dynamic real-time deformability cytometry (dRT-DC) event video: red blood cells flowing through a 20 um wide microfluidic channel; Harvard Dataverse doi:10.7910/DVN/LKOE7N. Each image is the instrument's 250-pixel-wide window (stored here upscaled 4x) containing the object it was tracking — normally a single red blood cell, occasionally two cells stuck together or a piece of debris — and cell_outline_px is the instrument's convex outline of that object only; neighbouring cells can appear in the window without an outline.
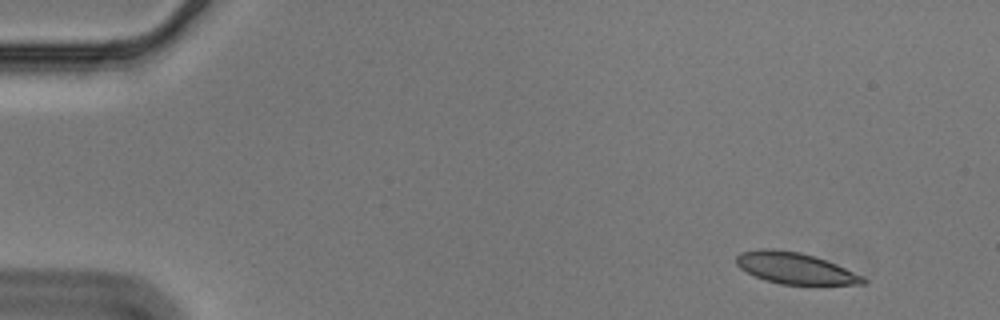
{"species": "Egyptian fruit bat (a non-hibernating species)", "species_latin": "Rousettus aegyptiacus", "temperature_condition": "cold", "stored_images_in_passage": 52, "camera_frame_rate_fps": 3000, "um_per_image_px": 0.085, "animal": {"sex": "male"}, "frame": {"image": 1, "passage_image": 1, "time_ms": 0.0, "image_size_px": [1000, 320], "cell_outline_px": [[868, 280], [864, 284], [812, 288], [780, 284], [764, 280], [740, 268], [736, 264], [736, 256], [740, 252], [760, 248], [772, 248], [800, 252], [816, 256], [836, 264], [864, 276]], "centroid_in_image_um": [67.67, 22.85], "position_along_channel_um": 17.3, "area_um2": 24.39}}
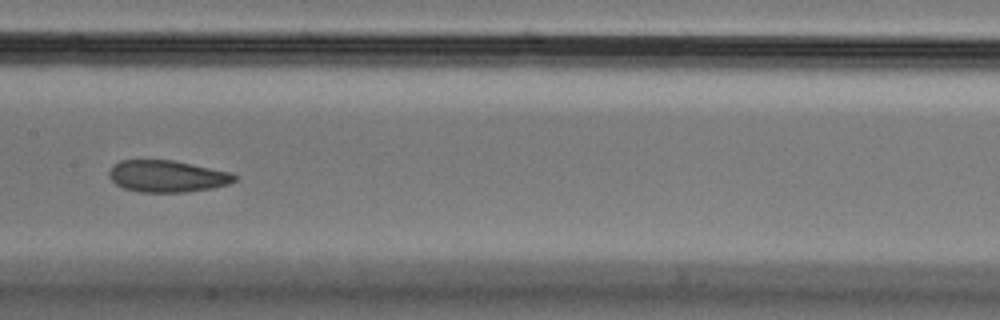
{"frame": {"image": 2, "passage_image": 25, "time_ms": 8.0, "image_size_px": [1000, 320], "cell_outline_px": [[240, 176], [236, 180], [228, 184], [212, 188], [184, 192], [136, 192], [124, 188], [116, 184], [108, 176], [108, 172], [112, 164], [120, 160], [172, 160], [232, 172]], "centroid_in_image_um": [14.21, 14.98], "position_along_channel_um": 193.2, "area_um2": 23.47}}
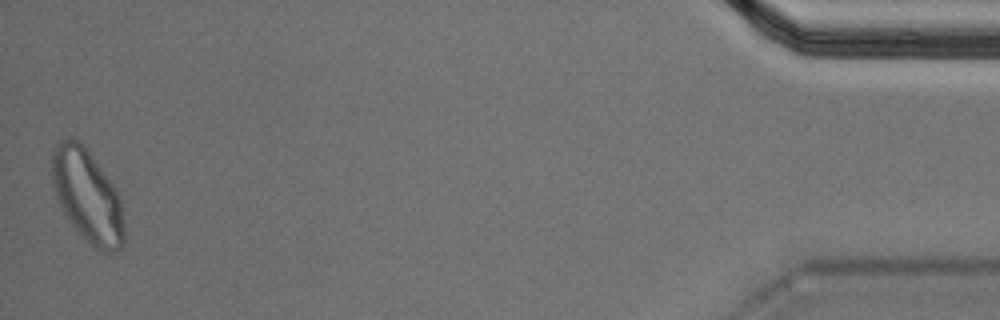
{"frame": {"image": 3, "passage_image": 52, "time_ms": 17.0, "image_size_px": [1000, 320], "cell_outline_px": [[124, 244], [116, 252], [100, 252], [80, 236], [68, 220], [60, 208], [52, 184], [52, 152], [56, 144], [64, 136], [72, 136], [88, 152], [116, 188], [120, 196], [124, 220]], "centroid_in_image_um": [7.42, 16.69], "position_along_channel_um": 427.8, "area_um2": 39.36}, "authors_computed_cell_mechanics": {"area_um2": 24.2182, "velocity_mm_per_s": 3.552, "shape_relaxation_time_tau1_ms": 4.777, "shape_relaxation_time_tau2_ms": 1.7276, "deformation_change_tau1": 0.134, "deformation_change_tau2": 0.0626}}